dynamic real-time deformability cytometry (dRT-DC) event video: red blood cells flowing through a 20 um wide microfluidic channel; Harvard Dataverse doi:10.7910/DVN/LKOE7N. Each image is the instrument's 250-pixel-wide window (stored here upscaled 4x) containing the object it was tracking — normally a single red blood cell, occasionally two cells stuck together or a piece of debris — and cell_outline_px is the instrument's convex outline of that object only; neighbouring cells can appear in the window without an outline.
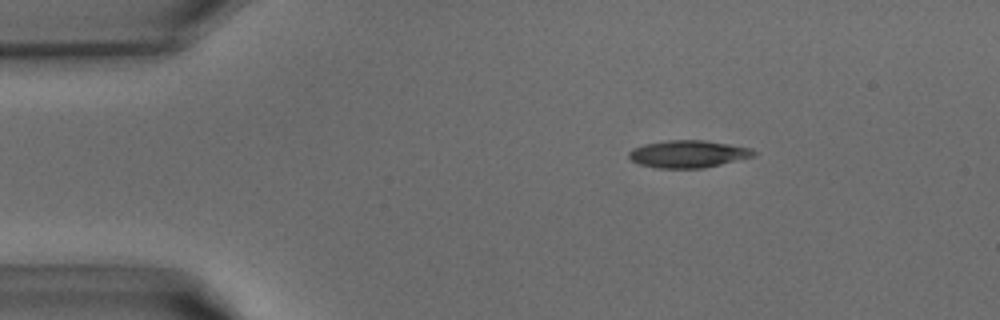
{"species": "common noctule bat (a hibernating species)", "species_latin": "Nyctalus noctula", "temperature_condition": "warm", "stored_images_in_passage": 35, "camera_frame_rate_fps": 3000, "um_per_image_px": 0.085, "animal": {"sex": "male", "body_mass_g": 15.6}, "frame": {"image": 1, "passage_image": 2, "time_ms": 0.333, "image_size_px": [1000, 320], "cell_outline_px": [[756, 156], [704, 168], [656, 168], [640, 164], [632, 160], [628, 156], [628, 152], [632, 148], [644, 144], [668, 140], [704, 140], [752, 148], [756, 152]], "centroid_in_image_um": [58.5, 13.09], "position_along_channel_um": 26.5, "area_um2": 19.94}}
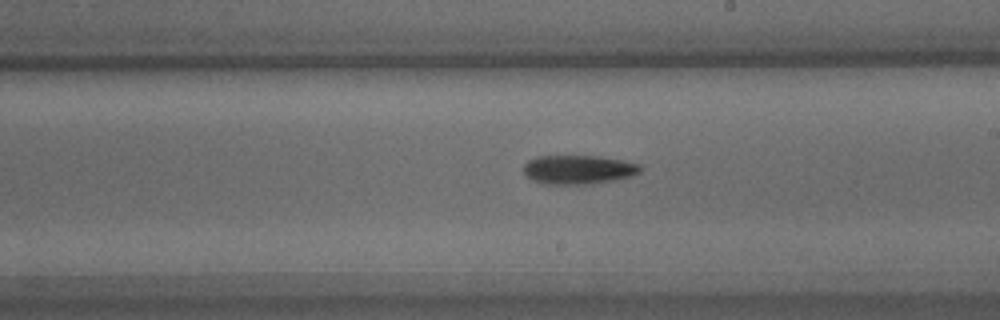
{"frame": {"image": 2, "passage_image": 18, "time_ms": 5.667, "image_size_px": [1000, 320], "cell_outline_px": [[644, 168], [640, 172], [632, 176], [616, 180], [592, 184], [544, 184], [532, 180], [524, 172], [524, 164], [528, 160], [536, 156], [600, 156], [624, 160], [640, 164]], "centroid_in_image_um": [49.21, 14.41], "position_along_channel_um": 239.8, "area_um2": 20.0}}
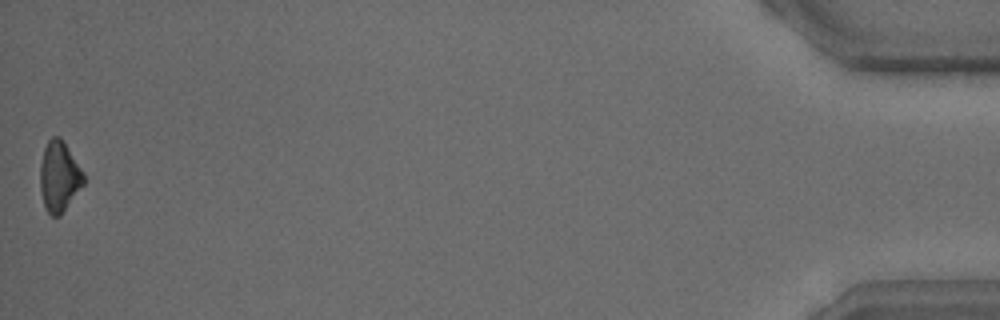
{"frame": {"image": 3, "passage_image": 35, "time_ms": 11.333, "image_size_px": [1000, 320], "cell_outline_px": [[84, 184], [60, 216], [52, 216], [48, 212], [44, 204], [40, 188], [40, 164], [44, 148], [48, 140], [52, 136], [60, 136], [84, 172]], "centroid_in_image_um": [5.03, 14.99], "position_along_channel_um": 430.2, "area_um2": 17.8}}